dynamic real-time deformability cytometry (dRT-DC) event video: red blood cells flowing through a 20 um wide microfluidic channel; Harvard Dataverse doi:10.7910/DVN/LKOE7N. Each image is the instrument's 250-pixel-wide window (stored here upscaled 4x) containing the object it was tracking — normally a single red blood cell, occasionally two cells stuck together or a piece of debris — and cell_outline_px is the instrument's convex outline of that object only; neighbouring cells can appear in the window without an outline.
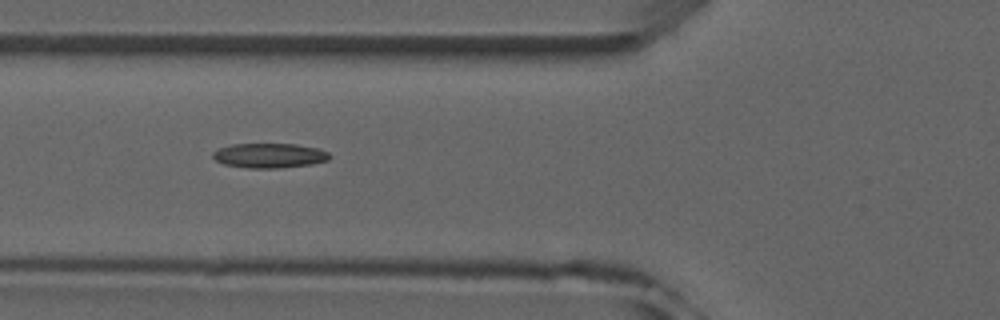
{"species": "common noctule bat (a hibernating species)", "species_latin": "Nyctalus noctula", "temperature_condition": "room temperature", "stored_images_in_passage": 9, "camera_frame_rate_fps": 3000, "um_per_image_px": 0.085, "animal": {"sex": "male", "forearm_length_mm": 52.5}, "frame": {"image": 1, "passage_image": 6, "time_ms": 5.667, "image_size_px": [1000, 320], "cell_outline_px": [[332, 156], [328, 160], [312, 164], [276, 168], [248, 168], [224, 164], [216, 160], [212, 156], [212, 152], [216, 148], [232, 144], [296, 144], [316, 148], [328, 152]], "centroid_in_image_um": [22.87, 13.22], "position_along_channel_um": 102.9, "area_um2": 16.82}}
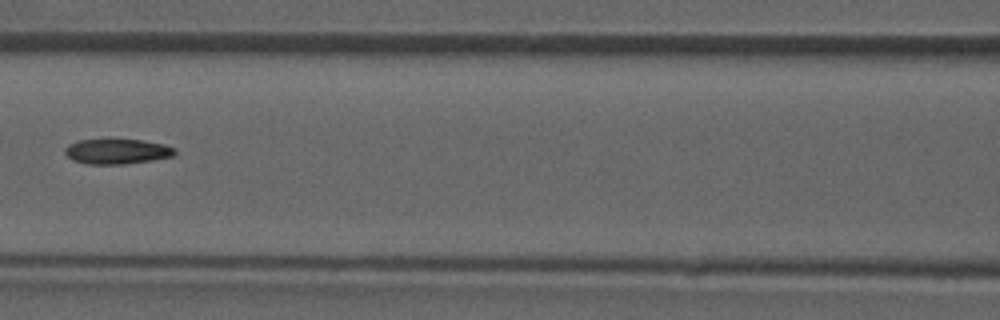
{"frame": {"image": 2, "passage_image": 7, "time_ms": 7.0, "image_size_px": [1000, 320], "cell_outline_px": [[176, 152], [172, 156], [152, 160], [124, 164], [84, 164], [72, 160], [64, 152], [64, 148], [68, 144], [76, 140], [140, 140], [164, 144], [176, 148]], "centroid_in_image_um": [9.91, 12.88], "position_along_channel_um": 156.7, "area_um2": 16.07}}